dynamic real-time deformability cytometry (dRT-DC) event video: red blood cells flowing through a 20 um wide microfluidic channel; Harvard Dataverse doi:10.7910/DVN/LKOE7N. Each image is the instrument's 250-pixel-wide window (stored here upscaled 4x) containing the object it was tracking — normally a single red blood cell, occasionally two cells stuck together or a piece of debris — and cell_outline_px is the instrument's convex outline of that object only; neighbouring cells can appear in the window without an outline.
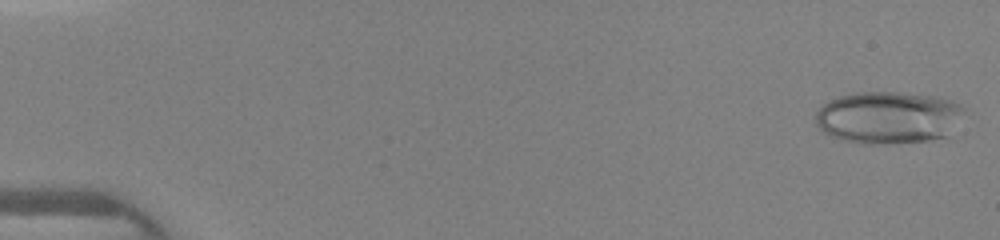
{"species": "human", "species_latin": "Homo sapiens", "temperature_condition": "warm", "stored_images_in_passage": 45, "camera_frame_rate_fps": 3000, "um_per_image_px": 0.085, "donor": {"sex": "female"}, "frame": {"image": 1, "passage_image": 1, "time_ms": 0.0, "image_size_px": [1000, 240], "cell_outline_px": [[964, 108], [948, 136], [928, 140], [872, 144], [864, 144], [844, 140], [832, 136], [824, 132], [816, 124], [816, 112], [824, 104], [840, 96], [856, 92], [900, 92], [936, 96], [952, 100], [960, 104]], "centroid_in_image_um": [75.49, 9.97], "position_along_channel_um": 9.5, "area_um2": 44.8}}
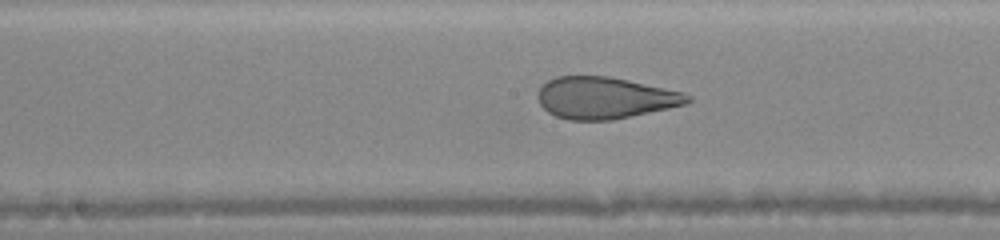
{"frame": {"image": 2, "passage_image": 24, "time_ms": 7.667, "image_size_px": [1000, 240], "cell_outline_px": [[692, 100], [684, 104], [668, 108], [612, 120], [568, 120], [556, 116], [548, 112], [540, 104], [536, 96], [540, 88], [548, 80], [556, 76], [608, 76], [628, 80], [684, 92], [692, 96]], "centroid_in_image_um": [51.4, 8.31], "position_along_channel_um": 196.8, "area_um2": 36.3}}
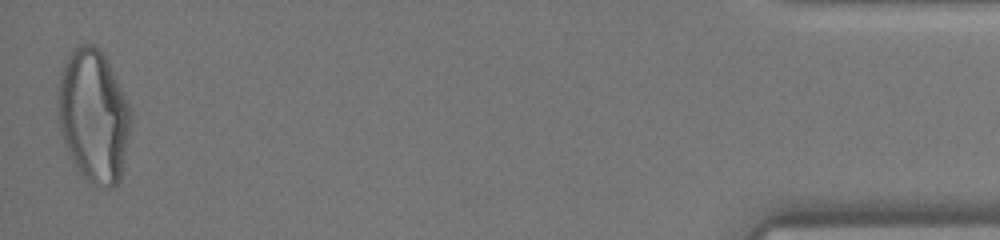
{"frame": {"image": 3, "passage_image": 45, "time_ms": 14.667, "image_size_px": [1000, 240], "cell_outline_px": [[132, 124], [120, 180], [112, 188], [88, 180], [76, 168], [60, 132], [56, 112], [56, 88], [64, 60], [72, 48], [80, 44], [92, 44], [100, 48], [104, 52], [108, 60], [128, 104], [132, 116]], "centroid_in_image_um": [7.92, 9.77], "position_along_channel_um": 427.3, "area_um2": 57.05}}